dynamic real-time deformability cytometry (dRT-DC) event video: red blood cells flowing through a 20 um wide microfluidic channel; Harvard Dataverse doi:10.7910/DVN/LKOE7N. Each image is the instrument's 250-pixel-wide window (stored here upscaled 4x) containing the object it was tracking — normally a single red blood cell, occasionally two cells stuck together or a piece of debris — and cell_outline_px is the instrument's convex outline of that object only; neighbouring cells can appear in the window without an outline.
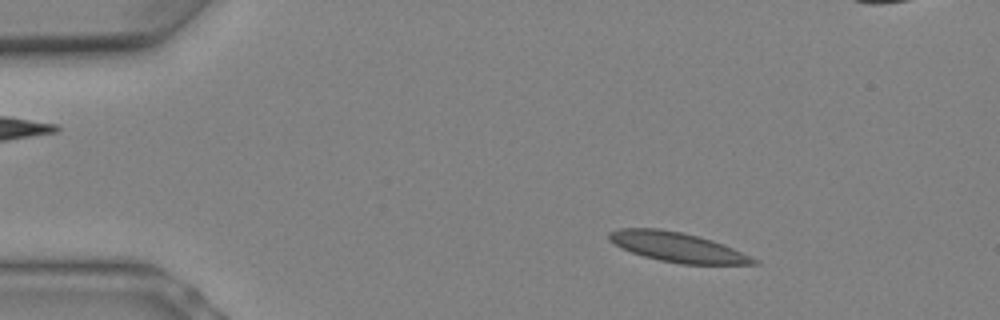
{"species": "Egyptian fruit bat (a non-hibernating species)", "species_latin": "Rousettus aegyptiacus", "temperature_condition": "warm", "stored_images_in_passage": 7, "segment_of_instrument_passage": [1, 2], "camera_frame_rate_fps": 3000, "um_per_image_px": 0.085, "animal": {"sex": "female"}, "frame": {"image": 1, "passage_image": 3, "time_ms": 0.667, "image_size_px": [1000, 320], "cell_outline_px": [[760, 264], [684, 264], [660, 260], [644, 256], [620, 248], [608, 240], [608, 232], [620, 228], [660, 228], [680, 232], [712, 240], [724, 244], [760, 260]], "centroid_in_image_um": [57.57, 21.0], "position_along_channel_um": 27.4, "area_um2": 24.91}}